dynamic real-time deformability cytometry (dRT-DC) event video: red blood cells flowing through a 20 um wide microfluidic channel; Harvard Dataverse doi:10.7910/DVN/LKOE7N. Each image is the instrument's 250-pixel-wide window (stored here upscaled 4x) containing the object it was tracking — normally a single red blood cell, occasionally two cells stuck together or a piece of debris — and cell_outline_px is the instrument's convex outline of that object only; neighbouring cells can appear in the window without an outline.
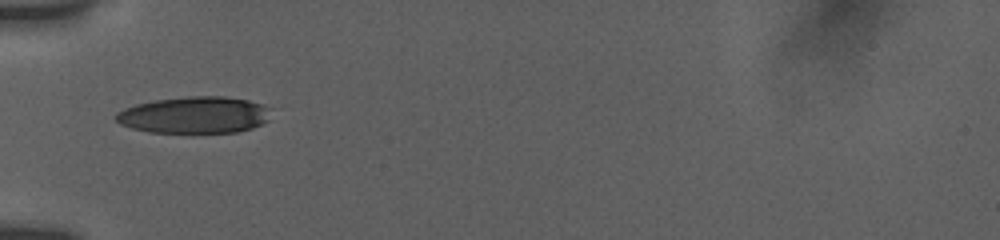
{"species": "human", "species_latin": "Homo sapiens", "temperature_condition": "room temperature", "stored_images_in_passage": 36, "camera_frame_rate_fps": 3000, "um_per_image_px": 0.085, "donor": {"sex": "female"}, "frame": {"image": 1, "passage_image": 1, "time_ms": 0.0, "image_size_px": [1000, 240], "cell_outline_px": [[272, 108], [268, 120], [252, 128], [236, 132], [148, 132], [132, 128], [120, 124], [112, 116], [116, 112], [124, 108], [136, 104], [156, 100], [188, 96], [224, 96], [248, 100], [264, 104]], "centroid_in_image_um": [16.53, 9.76], "position_along_channel_um": 68.5, "area_um2": 33.35}}
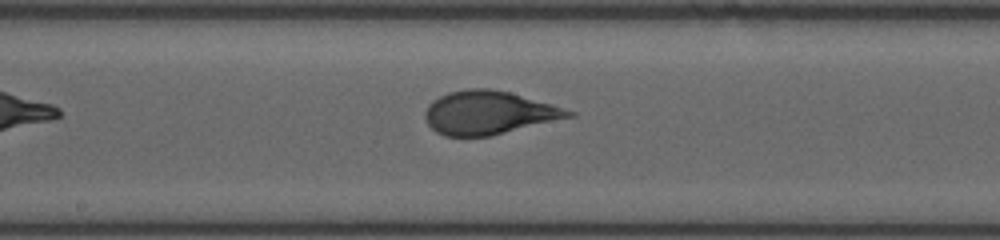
{"frame": {"image": 2, "passage_image": 12, "time_ms": 3.667, "image_size_px": [1000, 240], "cell_outline_px": [[576, 116], [492, 136], [444, 136], [436, 132], [428, 124], [424, 116], [424, 112], [428, 104], [432, 100], [448, 92], [468, 88], [488, 88], [508, 92], [576, 112]], "centroid_in_image_um": [41.51, 9.59], "position_along_channel_um": 206.7, "area_um2": 36.24}}
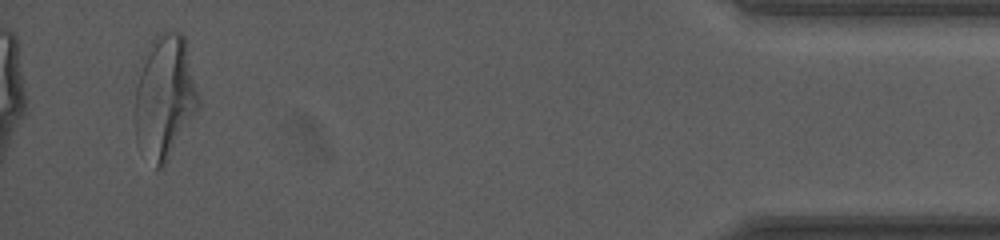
{"frame": {"image": 3, "passage_image": 34, "time_ms": 11.0, "image_size_px": [1000, 240], "cell_outline_px": [[200, 104], [164, 164], [160, 168], [156, 168], [136, 144], [132, 116], [140, 60], [152, 40], [160, 32], [180, 32], [184, 36], [200, 100]], "centroid_in_image_um": [13.93, 8.22], "position_along_channel_um": 421.3, "area_um2": 45.84}, "authors_computed_cell_mechanics": {"area_um2": 36.8475, "velocity_mm_per_s": 3.8133, "shape_relaxation_time_tau1_ms": 6.8629, "shape_relaxation_time_tau2_ms": null, "deformation_change_tau1": 0.2158, "deformation_change_tau2": null}}